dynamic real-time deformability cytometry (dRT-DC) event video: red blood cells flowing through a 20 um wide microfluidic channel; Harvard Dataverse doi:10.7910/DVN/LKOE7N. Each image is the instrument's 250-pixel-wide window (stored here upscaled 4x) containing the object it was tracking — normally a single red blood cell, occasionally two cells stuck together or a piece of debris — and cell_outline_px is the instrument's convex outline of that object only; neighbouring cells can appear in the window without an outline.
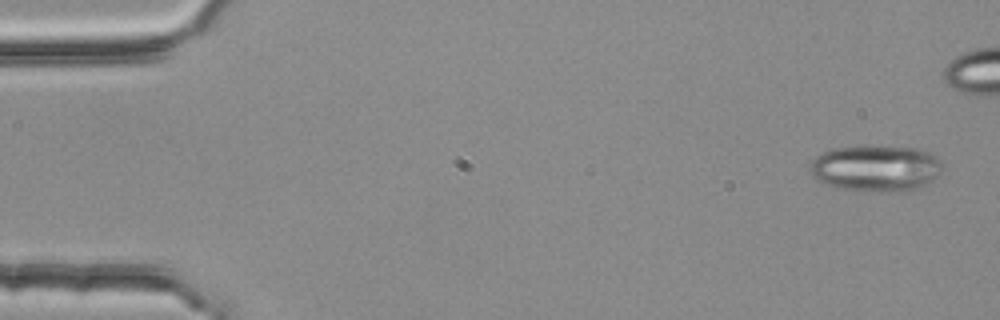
{"species": "common noctule bat (a hibernating species)", "species_latin": "Nyctalus noctula", "temperature_condition": "room temperature", "stored_images_in_passage": 6, "camera_frame_rate_fps": 3000, "um_per_image_px": 0.085, "animal": {"sex": "female", "body_mass_g": 25.1}, "frame": {"image": 1, "passage_image": 1, "time_ms": 0.0, "image_size_px": [1000, 320], "cell_outline_px": [[944, 168], [932, 180], [908, 192], [900, 192], [836, 188], [812, 176], [812, 160], [816, 156], [832, 148], [868, 144], [920, 148], [936, 156], [940, 160]], "centroid_in_image_um": [74.49, 14.26], "position_along_channel_um": 10.5, "area_um2": 36.01}}